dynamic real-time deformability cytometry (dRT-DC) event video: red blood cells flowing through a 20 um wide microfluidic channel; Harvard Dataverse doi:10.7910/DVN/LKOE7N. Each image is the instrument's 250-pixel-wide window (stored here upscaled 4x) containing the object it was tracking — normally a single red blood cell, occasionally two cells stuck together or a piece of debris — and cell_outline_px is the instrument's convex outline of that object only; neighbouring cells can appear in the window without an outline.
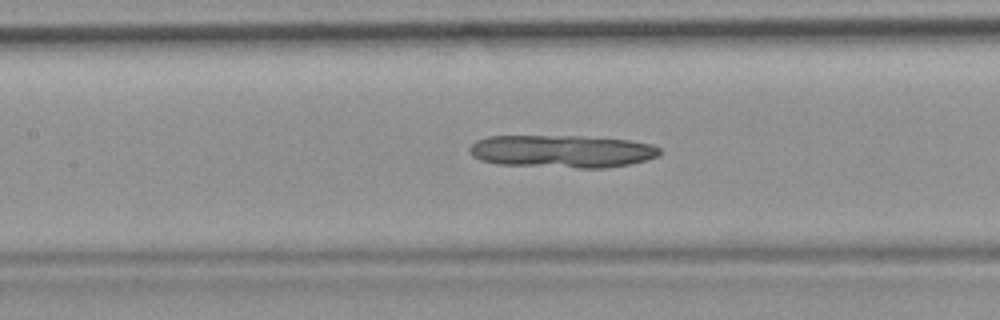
{"species": "common noctule bat (a hibernating species)", "species_latin": "Nyctalus noctula", "temperature_condition": "room temperature", "stored_images_in_passage": 55, "camera_frame_rate_fps": 3000, "um_per_image_px": 0.085, "animal": {"sex": "female", "body_mass_g": 19.9}, "frame": {"image": 1, "passage_image": 25, "time_ms": 8.0, "image_size_px": [1000, 320], "cell_outline_px": [[660, 152], [656, 156], [644, 160], [628, 164], [604, 168], [576, 168], [500, 164], [480, 160], [472, 156], [468, 148], [476, 140], [488, 136], [580, 136], [628, 140], [652, 144], [660, 148]], "centroid_in_image_um": [47.73, 12.86], "position_along_channel_um": 159.7, "area_um2": 36.13}}